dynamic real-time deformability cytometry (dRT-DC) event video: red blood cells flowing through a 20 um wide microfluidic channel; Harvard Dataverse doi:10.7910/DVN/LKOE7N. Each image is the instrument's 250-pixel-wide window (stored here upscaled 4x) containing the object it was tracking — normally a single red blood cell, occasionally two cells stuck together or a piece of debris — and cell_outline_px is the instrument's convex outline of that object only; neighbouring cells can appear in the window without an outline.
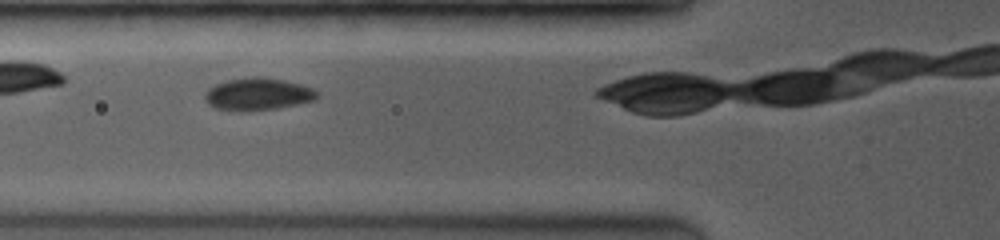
{"species": "common noctule bat (a hibernating species)", "species_latin": "Nyctalus noctula", "temperature_condition": "room temperature", "stored_images_in_passage": 16, "camera_frame_rate_fps": 3500, "um_per_image_px": 0.085, "animal": {"sex": "female", "body_mass_g": 19.0, "forearm_length_mm": 53.3}, "frame": {"image": 1, "passage_image": 5, "time_ms": 1.143, "image_size_px": [1000, 240], "cell_outline_px": [[320, 96], [316, 100], [276, 108], [248, 112], [240, 112], [216, 108], [208, 104], [204, 96], [208, 88], [216, 84], [228, 80], [252, 76], [260, 76], [284, 80], [300, 84], [312, 88], [320, 92]], "centroid_in_image_um": [21.94, 8.01], "position_along_channel_um": 103.9, "area_um2": 21.39}}